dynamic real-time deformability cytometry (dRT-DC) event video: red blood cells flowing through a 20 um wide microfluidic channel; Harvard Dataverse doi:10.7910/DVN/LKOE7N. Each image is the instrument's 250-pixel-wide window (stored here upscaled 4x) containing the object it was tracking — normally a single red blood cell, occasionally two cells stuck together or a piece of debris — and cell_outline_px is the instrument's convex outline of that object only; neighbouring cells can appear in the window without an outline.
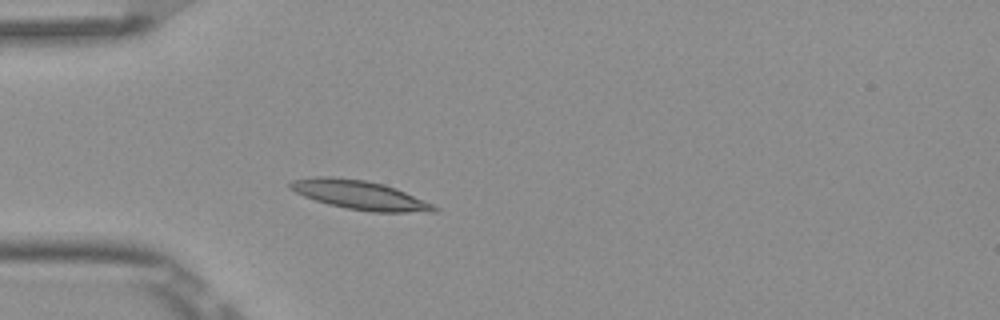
{"species": "Egyptian fruit bat (a non-hibernating species)", "species_latin": "Rousettus aegyptiacus", "temperature_condition": "room temperature", "stored_images_in_passage": 3, "camera_frame_rate_fps": 3000, "um_per_image_px": 0.085, "frame": {"image": 1, "passage_image": 3, "time_ms": 0.667, "image_size_px": [1000, 320], "cell_outline_px": [[440, 212], [372, 212], [348, 208], [328, 204], [304, 196], [288, 188], [288, 184], [292, 180], [316, 176], [332, 176], [364, 180], [384, 184], [396, 188], [432, 204], [440, 208]], "centroid_in_image_um": [30.58, 16.57], "position_along_channel_um": 54.4, "area_um2": 24.28}}